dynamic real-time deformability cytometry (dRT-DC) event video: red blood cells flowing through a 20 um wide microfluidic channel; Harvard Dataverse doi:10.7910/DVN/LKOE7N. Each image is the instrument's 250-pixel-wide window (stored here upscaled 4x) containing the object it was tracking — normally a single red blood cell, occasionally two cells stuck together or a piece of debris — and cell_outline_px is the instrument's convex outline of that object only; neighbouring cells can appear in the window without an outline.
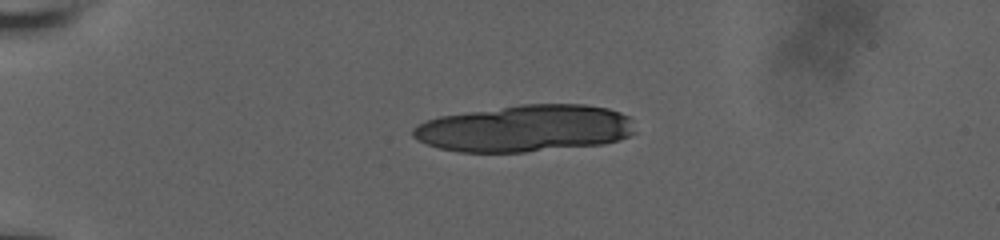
{"species": "human", "species_latin": "Homo sapiens", "temperature_condition": "room temperature", "stored_images_in_passage": 9, "camera_frame_rate_fps": 3000, "um_per_image_px": 0.085, "donor": {"sex": "male"}, "frame": {"image": 1, "passage_image": 1, "time_ms": 0.0, "image_size_px": [1000, 240], "cell_outline_px": [[636, 132], [620, 140], [604, 144], [524, 152], [460, 152], [440, 148], [428, 144], [412, 136], [412, 128], [416, 124], [440, 116], [520, 104], [584, 104], [608, 108], [620, 112], [628, 116]], "centroid_in_image_um": [44.65, 10.91], "position_along_channel_um": 40.4, "area_um2": 60.69}}